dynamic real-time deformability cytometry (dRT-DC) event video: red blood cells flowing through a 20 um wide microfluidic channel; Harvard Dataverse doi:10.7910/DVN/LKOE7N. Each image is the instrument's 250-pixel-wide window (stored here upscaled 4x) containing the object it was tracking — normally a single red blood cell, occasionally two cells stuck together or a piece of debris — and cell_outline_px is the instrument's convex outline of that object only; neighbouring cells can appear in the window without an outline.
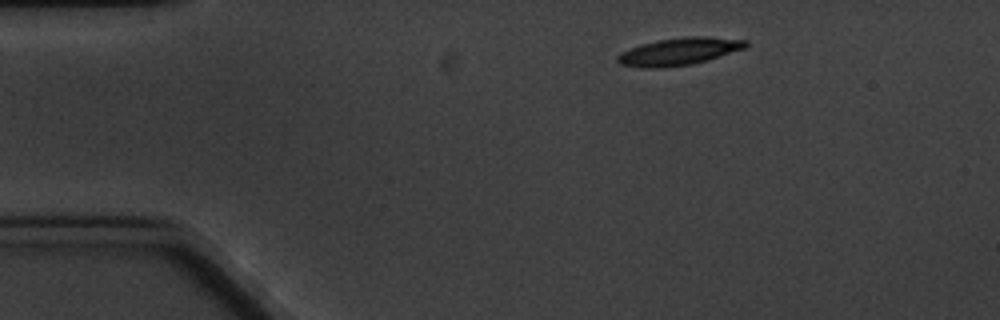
{"species": "common noctule bat (a hibernating species)", "species_latin": "Nyctalus noctula", "temperature_condition": "cold", "stored_images_in_passage": 3, "camera_frame_rate_fps": 3000, "um_per_image_px": 0.085, "animal": {"sex": "male", "body_mass_g": 20.1, "forearm_length_mm": 53.5}, "frame": {"image": 1, "passage_image": 1, "time_ms": 0.0, "image_size_px": [1000, 320], "cell_outline_px": [[748, 44], [744, 48], [708, 60], [692, 64], [664, 68], [640, 68], [620, 64], [616, 60], [616, 56], [620, 52], [640, 44], [656, 40], [684, 36], [708, 36], [748, 40]], "centroid_in_image_um": [57.68, 4.37], "position_along_channel_um": 27.3, "area_um2": 20.75}}